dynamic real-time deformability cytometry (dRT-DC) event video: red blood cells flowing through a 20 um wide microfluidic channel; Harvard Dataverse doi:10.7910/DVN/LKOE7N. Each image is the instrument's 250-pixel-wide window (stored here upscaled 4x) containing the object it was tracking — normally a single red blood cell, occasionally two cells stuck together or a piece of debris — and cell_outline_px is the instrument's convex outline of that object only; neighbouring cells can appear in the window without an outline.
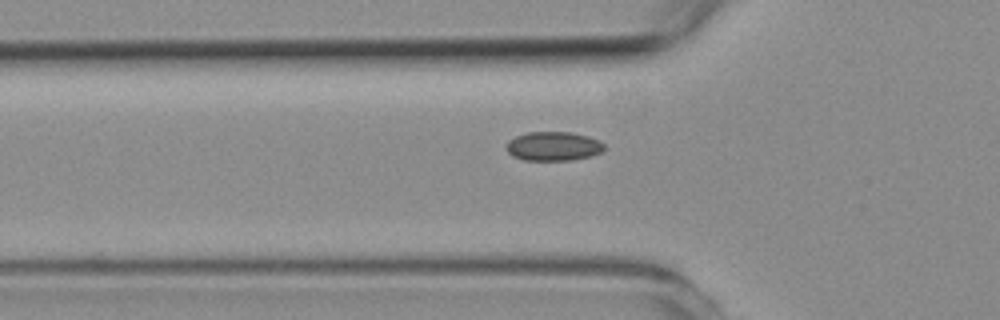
{"species": "common noctule bat (a hibernating species)", "species_latin": "Nyctalus noctula", "temperature_condition": "room temperature", "stored_images_in_passage": 26, "camera_frame_rate_fps": 3000, "um_per_image_px": 0.085, "animal": {"sex": "female", "body_mass_g": 19.3, "forearm_length_mm": 54.1}, "frame": {"image": 1, "passage_image": 3, "time_ms": 0.667, "image_size_px": [1000, 320], "cell_outline_px": [[604, 148], [600, 152], [592, 156], [572, 160], [524, 160], [512, 156], [508, 152], [508, 140], [516, 136], [528, 132], [572, 132], [588, 136], [600, 140], [604, 144]], "centroid_in_image_um": [47.06, 12.43], "position_along_channel_um": 78.7, "area_um2": 16.59}}
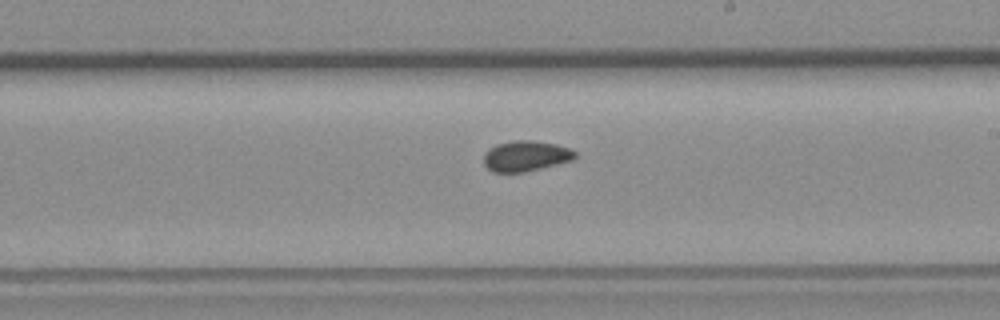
{"frame": {"image": 2, "passage_image": 16, "time_ms": 5.0, "image_size_px": [1000, 320], "cell_outline_px": [[576, 156], [572, 160], [524, 172], [492, 172], [484, 164], [484, 152], [488, 148], [496, 144], [516, 140], [532, 140], [556, 144], [568, 148], [576, 152]], "centroid_in_image_um": [44.65, 13.25], "position_along_channel_um": 244.3, "area_um2": 16.18}}
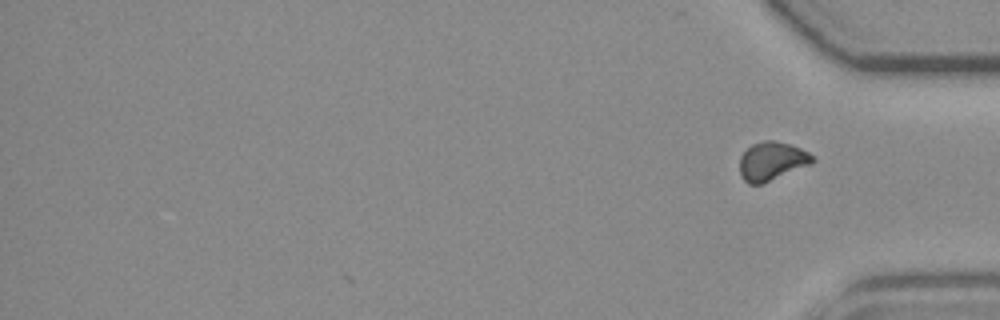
{"frame": {"image": 3, "passage_image": 26, "time_ms": 8.333, "image_size_px": [1000, 320], "cell_outline_px": [[816, 160], [808, 164], [760, 184], [748, 184], [740, 176], [740, 156], [752, 144], [764, 140], [776, 140], [792, 144], [808, 152]], "centroid_in_image_um": [65.57, 13.66], "position_along_channel_um": 369.6, "area_um2": 16.07}, "authors_computed_cell_mechanics": {"area_um2": 16.0684, "velocity_mm_per_s": 3.8123, "shape_relaxation_time_tau1_ms": null, "shape_relaxation_time_tau2_ms": 5.2044, "deformation_change_tau1": null, "deformation_change_tau2": 0.0687}}